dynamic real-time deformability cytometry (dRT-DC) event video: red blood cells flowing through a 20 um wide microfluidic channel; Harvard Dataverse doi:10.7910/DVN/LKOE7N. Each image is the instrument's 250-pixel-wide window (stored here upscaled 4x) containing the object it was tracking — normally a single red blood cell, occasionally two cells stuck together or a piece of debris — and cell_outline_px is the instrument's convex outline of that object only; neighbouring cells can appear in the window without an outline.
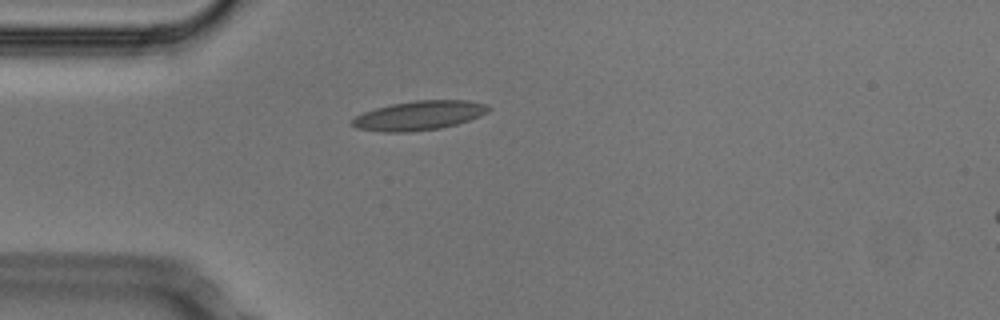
{"species": "Egyptian fruit bat (a non-hibernating species)", "species_latin": "Rousettus aegyptiacus", "temperature_condition": "cold", "stored_images_in_passage": 2, "camera_frame_rate_fps": 3000, "um_per_image_px": 0.085, "animal": {"sex": "male"}, "frame": {"image": 1, "passage_image": 1, "time_ms": 0.0, "image_size_px": [1000, 320], "cell_outline_px": [[492, 108], [488, 112], [480, 116], [456, 124], [440, 128], [412, 132], [384, 132], [356, 128], [352, 124], [352, 120], [356, 116], [364, 112], [376, 108], [392, 104], [416, 100], [468, 100], [488, 104]], "centroid_in_image_um": [35.66, 9.81], "position_along_channel_um": 49.3, "area_um2": 23.24}}